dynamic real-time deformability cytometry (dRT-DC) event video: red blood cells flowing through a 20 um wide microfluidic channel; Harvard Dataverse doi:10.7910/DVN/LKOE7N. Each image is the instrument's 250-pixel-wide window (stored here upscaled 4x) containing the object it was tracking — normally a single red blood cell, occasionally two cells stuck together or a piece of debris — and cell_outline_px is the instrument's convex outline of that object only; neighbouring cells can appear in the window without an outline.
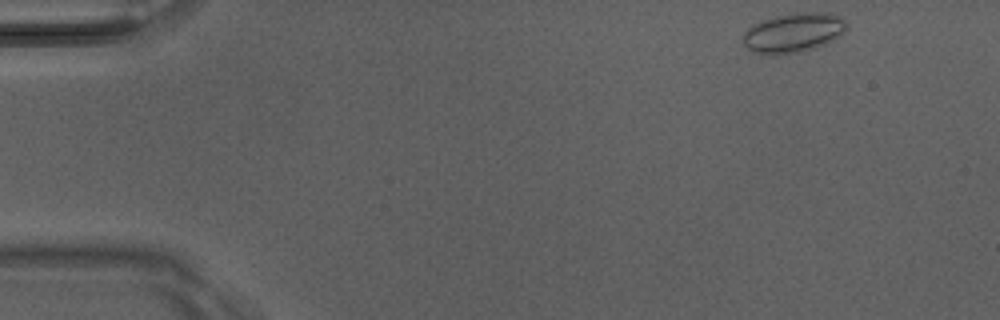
{"species": "Egyptian fruit bat (a non-hibernating species)", "species_latin": "Rousettus aegyptiacus", "temperature_condition": "room temperature", "stored_images_in_passage": 6, "camera_frame_rate_fps": 3000, "um_per_image_px": 0.085, "animal": {"sex": "male"}, "frame": {"image": 1, "passage_image": 1, "time_ms": 0.0, "image_size_px": [1000, 320], "cell_outline_px": [[848, 24], [844, 32], [840, 36], [816, 48], [800, 52], [776, 56], [768, 56], [752, 52], [744, 44], [740, 36], [752, 24], [760, 20], [776, 16], [808, 12], [828, 12], [840, 16]], "centroid_in_image_um": [67.4, 2.8], "position_along_channel_um": 17.6, "area_um2": 24.33}}